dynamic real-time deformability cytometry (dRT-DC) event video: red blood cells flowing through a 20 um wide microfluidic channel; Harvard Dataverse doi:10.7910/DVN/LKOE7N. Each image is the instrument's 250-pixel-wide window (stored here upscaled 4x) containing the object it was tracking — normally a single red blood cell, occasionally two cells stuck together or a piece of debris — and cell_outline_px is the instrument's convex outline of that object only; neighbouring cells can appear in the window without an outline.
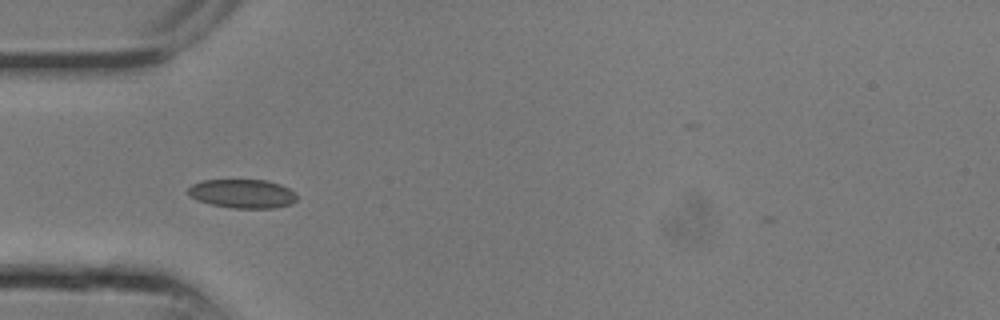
{"species": "common noctule bat (a hibernating species)", "species_latin": "Nyctalus noctula", "temperature_condition": "room temperature", "stored_images_in_passage": 19, "camera_frame_rate_fps": 3000, "um_per_image_px": 0.085, "animal": {"sex": "male", "body_mass_g": 13.3}, "frame": {"image": 1, "passage_image": 1, "time_ms": 0.0, "image_size_px": [1000, 320], "cell_outline_px": [[296, 200], [292, 204], [276, 208], [232, 208], [212, 204], [196, 200], [188, 196], [188, 188], [192, 184], [204, 180], [264, 180], [280, 184], [296, 192]], "centroid_in_image_um": [20.61, 16.47], "position_along_channel_um": 64.4, "area_um2": 18.38}}
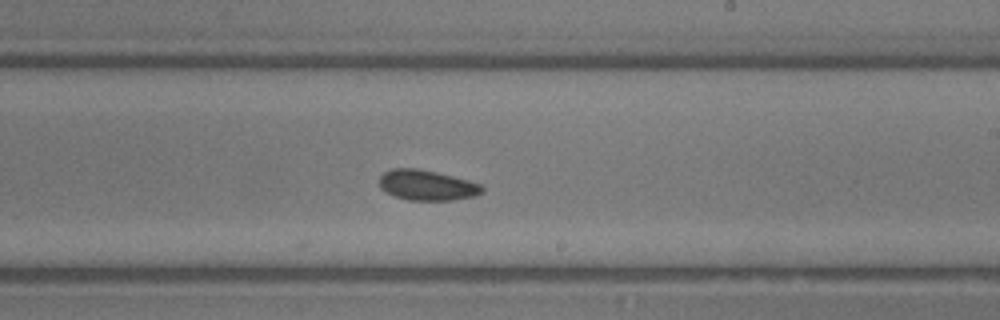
{"frame": {"image": 2, "passage_image": 8, "time_ms": 2.333, "image_size_px": [1000, 320], "cell_outline_px": [[484, 192], [476, 196], [452, 200], [408, 200], [396, 196], [380, 188], [380, 176], [384, 172], [392, 168], [416, 168], [436, 172], [468, 180], [480, 184], [484, 188]], "centroid_in_image_um": [36.31, 15.74], "position_along_channel_um": 252.7, "area_um2": 18.09}}
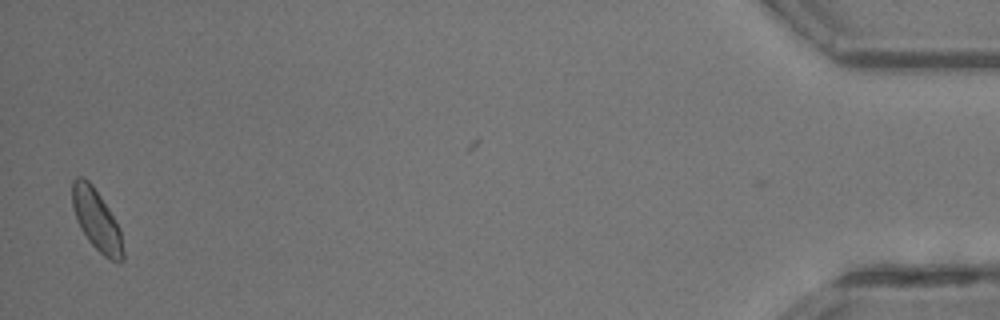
{"frame": {"image": 3, "passage_image": 18, "time_ms": 5.667, "image_size_px": [1000, 320], "cell_outline_px": [[124, 260], [120, 264], [104, 256], [88, 240], [80, 228], [76, 220], [72, 204], [72, 180], [76, 176], [84, 176], [92, 184], [108, 208], [120, 228], [124, 252]], "centroid_in_image_um": [8.21, 18.7], "position_along_channel_um": 427.0, "area_um2": 18.21}}